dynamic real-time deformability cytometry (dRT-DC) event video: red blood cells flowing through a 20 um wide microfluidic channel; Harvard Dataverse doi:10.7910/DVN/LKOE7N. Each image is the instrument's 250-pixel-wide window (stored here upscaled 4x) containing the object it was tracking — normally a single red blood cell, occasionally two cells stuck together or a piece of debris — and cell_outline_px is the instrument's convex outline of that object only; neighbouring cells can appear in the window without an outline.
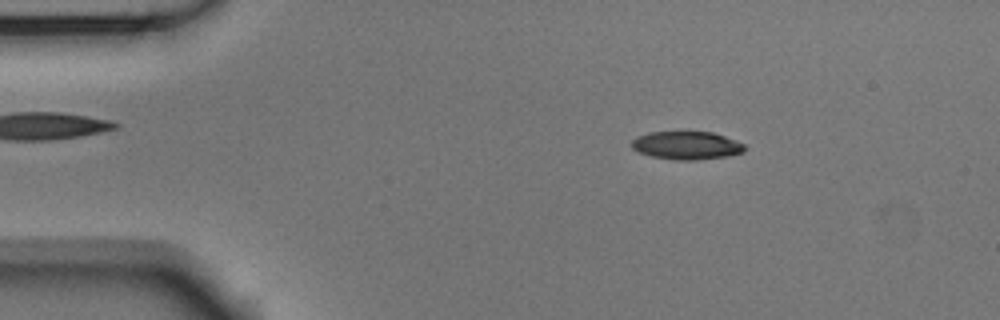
{"species": "Egyptian fruit bat (a non-hibernating species)", "species_latin": "Rousettus aegyptiacus", "temperature_condition": "room temperature", "stored_images_in_passage": 52, "camera_frame_rate_fps": 3000, "um_per_image_px": 0.085, "animal": {"sex": "male"}, "frame": {"image": 1, "passage_image": 8, "time_ms": 2.333, "image_size_px": [1000, 320], "cell_outline_px": [[748, 148], [744, 152], [728, 156], [696, 160], [676, 160], [652, 156], [636, 152], [628, 144], [636, 136], [648, 132], [712, 132], [736, 140], [744, 144]], "centroid_in_image_um": [58.34, 12.36], "position_along_channel_um": 26.7, "area_um2": 18.79}}
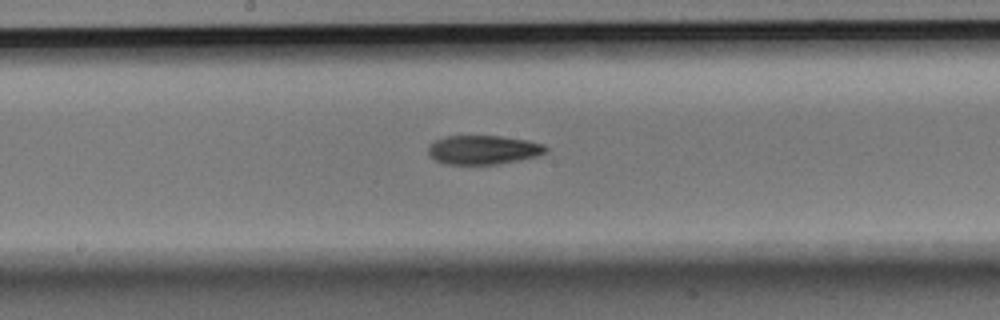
{"frame": {"image": 2, "passage_image": 27, "time_ms": 8.667, "image_size_px": [1000, 320], "cell_outline_px": [[548, 148], [544, 152], [536, 156], [520, 160], [496, 164], [448, 164], [436, 160], [428, 152], [428, 144], [436, 140], [448, 136], [500, 136], [528, 140], [544, 144]], "centroid_in_image_um": [41.09, 12.73], "position_along_channel_um": 207.1, "area_um2": 19.71}}
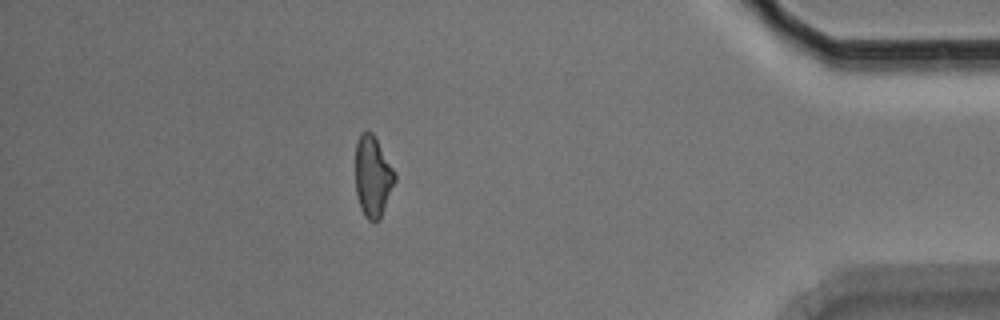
{"frame": {"image": 3, "passage_image": 46, "time_ms": 15.0, "image_size_px": [1000, 320], "cell_outline_px": [[396, 180], [380, 220], [376, 224], [368, 220], [364, 216], [360, 208], [356, 196], [356, 144], [360, 132], [372, 132], [396, 172]], "centroid_in_image_um": [31.69, 15.05], "position_along_channel_um": 403.5, "area_um2": 18.84}, "authors_computed_cell_mechanics": {"area_um2": 19.5364, "velocity_mm_per_s": 3.7893, "shape_relaxation_time_tau1_ms": 5.2757, "shape_relaxation_time_tau2_ms": 10.6137, "deformation_change_tau1": 0.1608, "deformation_change_tau2": 0.2097}}